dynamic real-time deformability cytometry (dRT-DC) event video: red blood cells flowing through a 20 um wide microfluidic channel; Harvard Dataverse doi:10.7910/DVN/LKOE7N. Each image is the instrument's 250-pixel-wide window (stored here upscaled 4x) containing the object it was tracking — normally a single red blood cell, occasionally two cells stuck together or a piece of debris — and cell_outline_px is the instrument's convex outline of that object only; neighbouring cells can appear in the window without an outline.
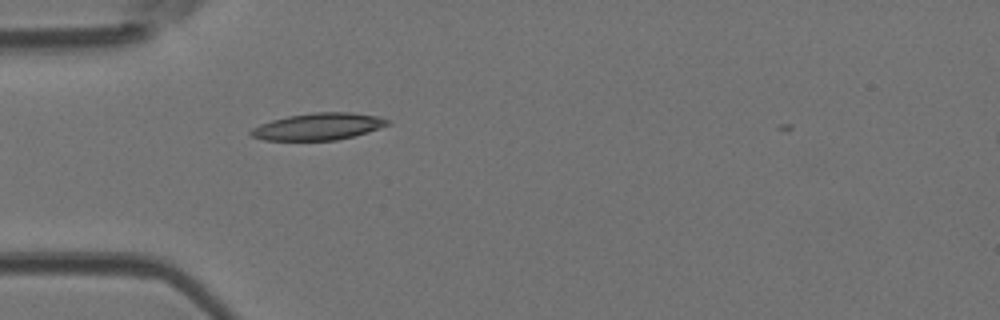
{"species": "Egyptian fruit bat (a non-hibernating species)", "species_latin": "Rousettus aegyptiacus", "temperature_condition": "room temperature", "stored_images_in_passage": 2, "camera_frame_rate_fps": 3000, "um_per_image_px": 0.085, "animal": {"sex": "female"}, "frame": {"image": 1, "passage_image": 2, "time_ms": 0.333, "image_size_px": [1000, 320], "cell_outline_px": [[388, 124], [352, 136], [336, 140], [264, 140], [252, 136], [248, 132], [252, 128], [260, 124], [272, 120], [288, 116], [312, 112], [348, 112], [380, 116], [388, 120]], "centroid_in_image_um": [26.99, 10.74], "position_along_channel_um": 58.0, "area_um2": 21.1}}